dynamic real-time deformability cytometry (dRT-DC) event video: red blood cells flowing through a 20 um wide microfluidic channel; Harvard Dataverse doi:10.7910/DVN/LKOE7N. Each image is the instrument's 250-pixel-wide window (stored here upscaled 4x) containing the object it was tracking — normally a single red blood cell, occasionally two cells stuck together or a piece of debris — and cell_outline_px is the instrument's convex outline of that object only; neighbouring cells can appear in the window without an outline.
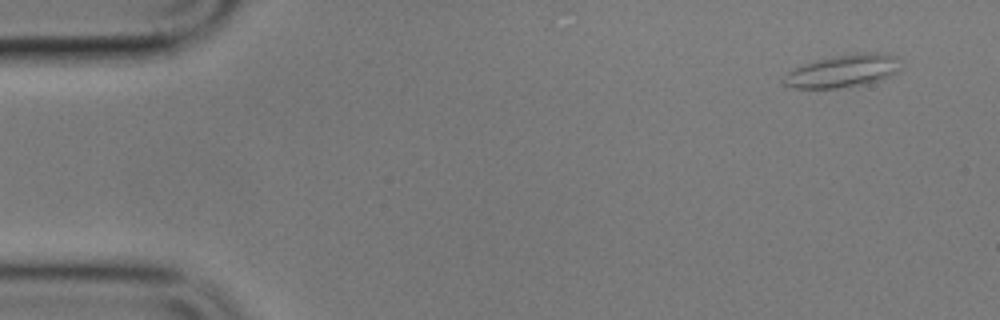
{"species": "common noctule bat (a hibernating species)", "species_latin": "Nyctalus noctula", "temperature_condition": "cold", "stored_images_in_passage": 9, "camera_frame_rate_fps": 3000, "um_per_image_px": 0.085, "animal": {"sex": "male", "body_mass_g": 17.9}, "frame": {"image": 1, "passage_image": 1, "time_ms": 0.0, "image_size_px": [1000, 320], "cell_outline_px": [[900, 68], [896, 72], [880, 80], [836, 88], [792, 88], [784, 84], [780, 80], [792, 68], [832, 56], [856, 52], [888, 52], [900, 56]], "centroid_in_image_um": [71.68, 6.0], "position_along_channel_um": 13.3, "area_um2": 22.43}}
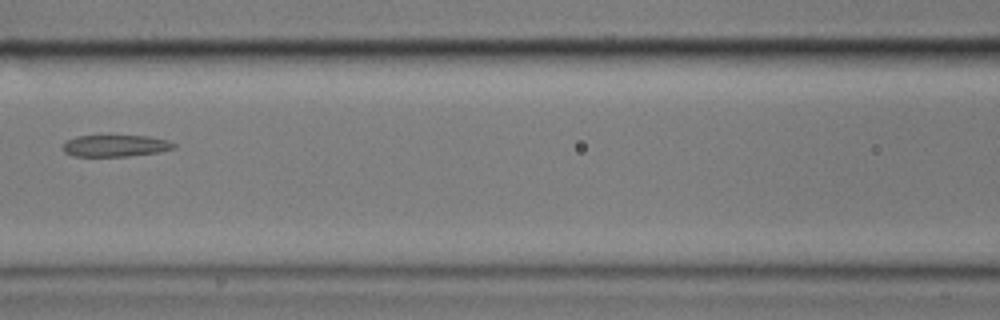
{"frame": {"image": 2, "passage_image": 7, "time_ms": 7.333, "image_size_px": [1000, 320], "cell_outline_px": [[176, 148], [160, 152], [128, 156], [72, 156], [64, 152], [64, 140], [76, 136], [148, 136], [168, 140], [176, 144]], "centroid_in_image_um": [9.82, 12.39], "position_along_channel_um": 156.8, "area_um2": 14.1}}
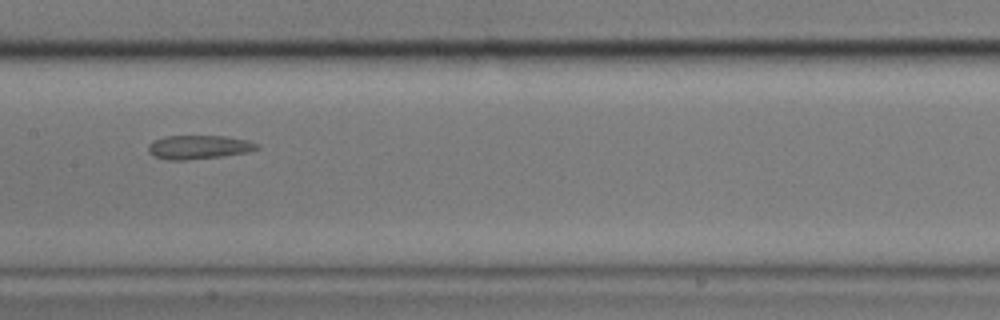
{"frame": {"image": 3, "passage_image": 8, "time_ms": 8.333, "image_size_px": [1000, 320], "cell_outline_px": [[260, 148], [248, 152], [220, 156], [188, 160], [168, 160], [156, 156], [148, 152], [148, 144], [152, 140], [164, 136], [224, 136], [248, 140], [260, 144]], "centroid_in_image_um": [16.89, 12.5], "position_along_channel_um": 190.5, "area_um2": 15.14}}